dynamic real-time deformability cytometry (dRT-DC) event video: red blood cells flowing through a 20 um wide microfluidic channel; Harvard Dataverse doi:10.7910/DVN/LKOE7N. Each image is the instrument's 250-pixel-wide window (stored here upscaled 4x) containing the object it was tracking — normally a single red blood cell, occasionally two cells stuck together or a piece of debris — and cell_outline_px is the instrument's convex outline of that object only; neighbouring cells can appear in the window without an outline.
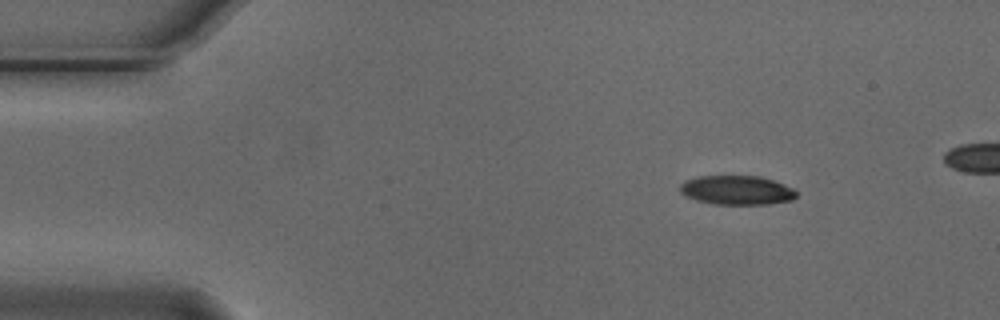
{"species": "Egyptian fruit bat (a non-hibernating species)", "species_latin": "Rousettus aegyptiacus", "temperature_condition": "cold", "stored_images_in_passage": 7, "camera_frame_rate_fps": 3000, "um_per_image_px": 0.085, "animal": {"sex": "male"}, "frame": {"image": 1, "passage_image": 1, "time_ms": 0.0, "image_size_px": [1000, 320], "cell_outline_px": [[796, 196], [792, 200], [768, 204], [712, 204], [696, 200], [684, 196], [680, 192], [680, 184], [684, 180], [696, 176], [760, 176], [796, 188]], "centroid_in_image_um": [62.61, 16.16], "position_along_channel_um": 22.4, "area_um2": 20.0}}
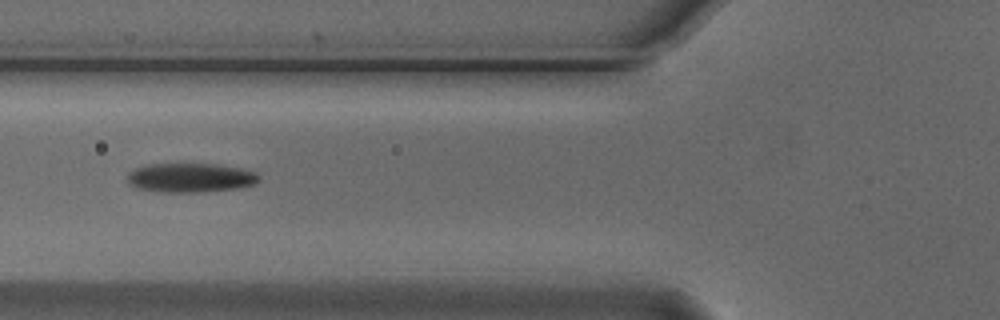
{"frame": {"image": 2, "passage_image": 5, "time_ms": 1.333, "image_size_px": [1000, 320], "cell_outline_px": [[260, 180], [256, 184], [236, 188], [200, 192], [164, 192], [136, 188], [128, 184], [128, 172], [136, 168], [148, 164], [216, 164], [244, 168], [256, 172], [260, 176]], "centroid_in_image_um": [16.22, 15.1], "position_along_channel_um": 109.6, "area_um2": 22.54}}
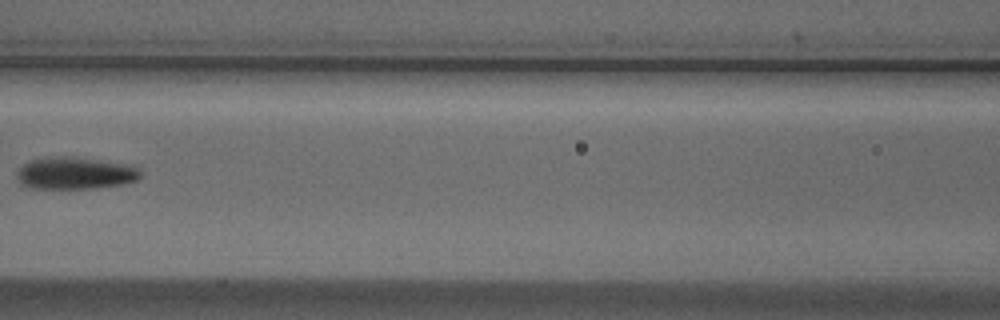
{"frame": {"image": 3, "passage_image": 6, "time_ms": 1.667, "image_size_px": [1000, 320], "cell_outline_px": [[140, 180], [124, 184], [96, 188], [28, 188], [20, 184], [16, 176], [16, 172], [24, 164], [32, 160], [96, 160], [132, 164], [140, 168]], "centroid_in_image_um": [6.47, 14.79], "position_along_channel_um": 160.1, "area_um2": 22.2}}